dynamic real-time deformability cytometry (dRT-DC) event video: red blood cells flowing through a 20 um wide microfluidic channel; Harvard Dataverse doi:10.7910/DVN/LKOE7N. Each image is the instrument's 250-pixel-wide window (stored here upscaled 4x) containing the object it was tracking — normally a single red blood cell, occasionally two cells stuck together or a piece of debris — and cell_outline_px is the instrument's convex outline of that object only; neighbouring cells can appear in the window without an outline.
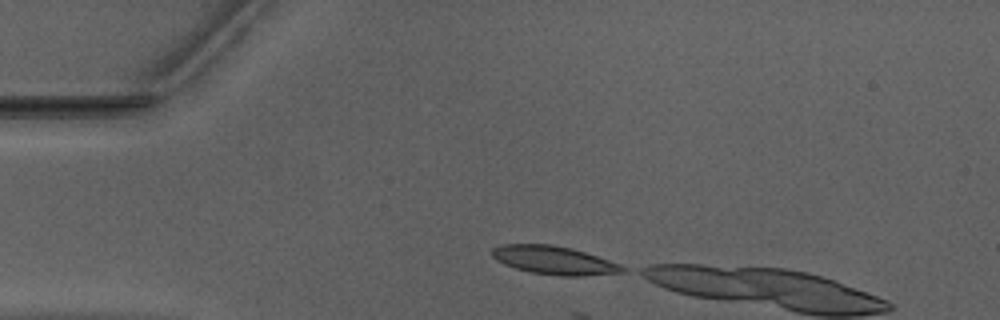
{"species": "Egyptian fruit bat (a non-hibernating species)", "species_latin": "Rousettus aegyptiacus", "temperature_condition": "warm", "stored_images_in_passage": 4, "camera_frame_rate_fps": 3000, "um_per_image_px": 0.085, "animal": {"sex": "male"}, "frame": {"image": 1, "passage_image": 1, "time_ms": 0.0, "image_size_px": [1000, 320], "cell_outline_px": [[628, 272], [580, 276], [560, 276], [532, 272], [516, 268], [504, 264], [496, 260], [492, 256], [492, 248], [500, 244], [552, 244], [572, 248], [620, 264], [628, 268]], "centroid_in_image_um": [47.11, 22.12], "position_along_channel_um": 37.9, "area_um2": 21.62}}